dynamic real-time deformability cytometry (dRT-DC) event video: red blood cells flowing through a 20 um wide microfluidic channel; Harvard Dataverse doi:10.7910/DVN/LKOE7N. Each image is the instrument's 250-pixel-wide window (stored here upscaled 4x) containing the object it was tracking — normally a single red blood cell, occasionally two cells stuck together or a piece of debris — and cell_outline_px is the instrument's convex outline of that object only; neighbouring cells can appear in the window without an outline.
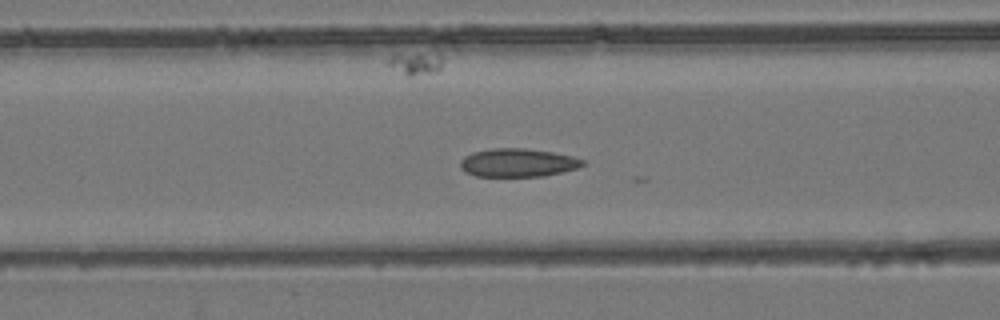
{"species": "common noctule bat (a hibernating species)", "species_latin": "Nyctalus noctula", "temperature_condition": "room temperature", "stored_images_in_passage": 33, "camera_frame_rate_fps": 3000, "um_per_image_px": 0.085, "animal": {"sex": "female", "body_mass_g": 24.6, "forearm_length_mm": 56.2}, "frame": {"image": 1, "passage_image": 22, "time_ms": 7.0, "image_size_px": [1000, 320], "cell_outline_px": [[588, 164], [576, 168], [544, 176], [476, 176], [464, 172], [460, 168], [460, 160], [464, 156], [472, 152], [492, 148], [524, 148], [552, 152], [572, 156], [588, 160]], "centroid_in_image_um": [44.02, 13.82], "position_along_channel_um": 122.6, "area_um2": 20.4}}
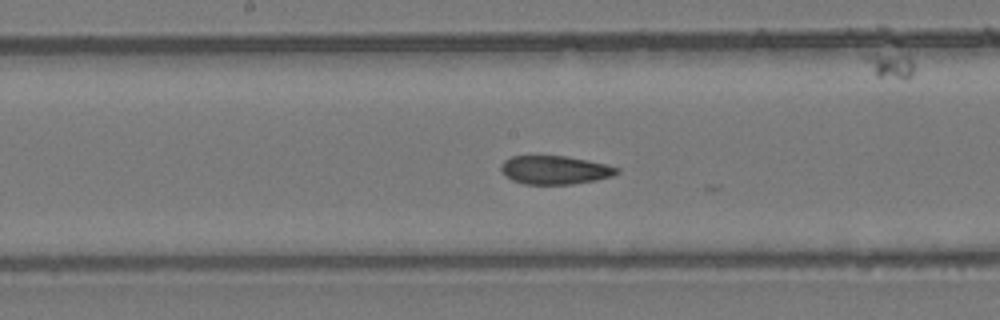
{"frame": {"image": 2, "passage_image": 28, "time_ms": 9.0, "image_size_px": [1000, 320], "cell_outline_px": [[620, 172], [612, 176], [596, 180], [572, 184], [524, 184], [512, 180], [504, 176], [500, 168], [500, 164], [504, 160], [512, 156], [564, 156], [604, 164], [620, 168]], "centroid_in_image_um": [47.12, 14.45], "position_along_channel_um": 201.1, "area_um2": 19.19}}
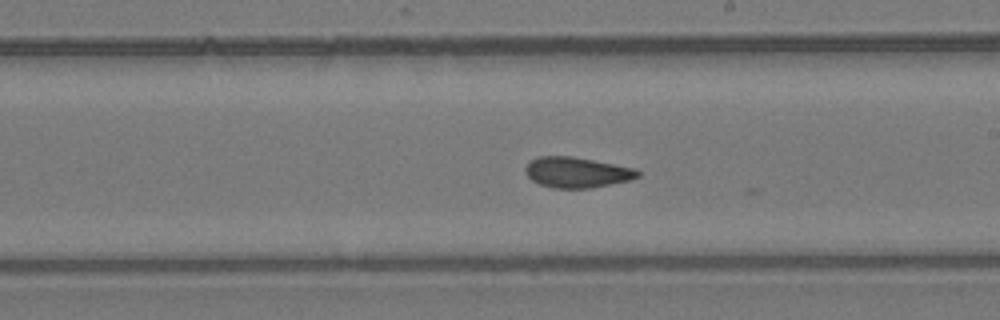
{"frame": {"image": 3, "passage_image": 31, "time_ms": 10.0, "image_size_px": [1000, 320], "cell_outline_px": [[640, 176], [632, 180], [592, 188], [552, 188], [540, 184], [532, 180], [528, 176], [524, 168], [528, 160], [536, 156], [572, 156], [636, 168], [640, 172]], "centroid_in_image_um": [49.03, 14.64], "position_along_channel_um": 240.0, "area_um2": 20.29}}